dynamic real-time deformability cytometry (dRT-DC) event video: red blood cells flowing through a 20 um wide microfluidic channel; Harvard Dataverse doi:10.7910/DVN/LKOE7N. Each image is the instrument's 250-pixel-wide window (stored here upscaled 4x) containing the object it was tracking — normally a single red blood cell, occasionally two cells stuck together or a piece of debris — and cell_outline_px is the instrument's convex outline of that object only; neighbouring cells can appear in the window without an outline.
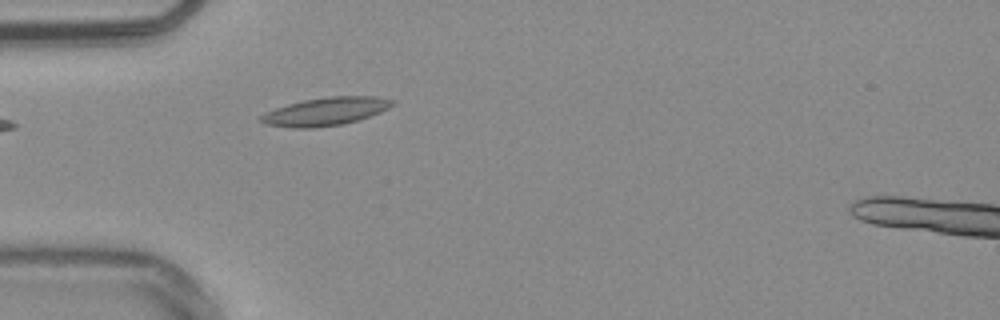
{"species": "common noctule bat (a hibernating species)", "species_latin": "Nyctalus noctula", "temperature_condition": "warm", "stored_images_in_passage": 38, "camera_frame_rate_fps": 3000, "um_per_image_px": 0.085, "animal": {"sex": "male", "body_mass_g": 20.4}, "frame": {"image": 1, "passage_image": 1, "time_ms": 0.0, "image_size_px": [1000, 320], "cell_outline_px": [[396, 104], [380, 112], [344, 124], [316, 128], [292, 128], [264, 124], [260, 120], [260, 116], [264, 112], [288, 104], [304, 100], [332, 96], [376, 96], [396, 100]], "centroid_in_image_um": [27.68, 9.47], "position_along_channel_um": 57.3, "area_um2": 21.56}}
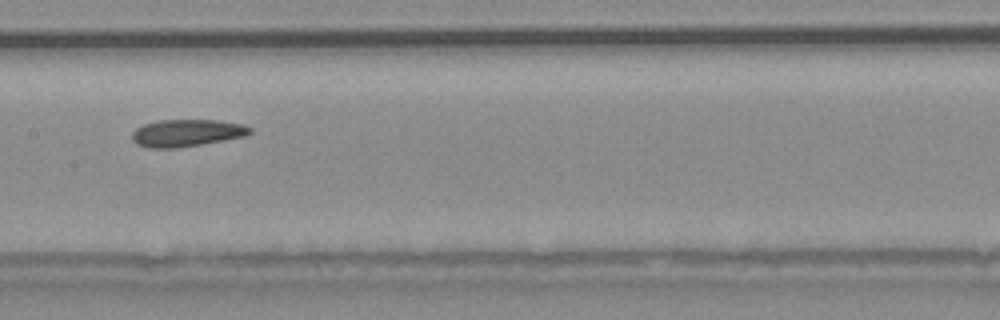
{"frame": {"image": 2, "passage_image": 12, "time_ms": 3.667, "image_size_px": [1000, 320], "cell_outline_px": [[252, 132], [244, 136], [200, 144], [176, 148], [144, 148], [136, 144], [132, 140], [132, 132], [136, 128], [144, 124], [160, 120], [216, 120], [244, 124], [252, 128]], "centroid_in_image_um": [15.83, 11.3], "position_along_channel_um": 191.6, "area_um2": 18.67}, "authors_computed_cell_mechanics": {"area_um2": 18.9873, "velocity_mm_per_s": 3.7846, "shape_relaxation_time_tau1_ms": null, "shape_relaxation_time_tau2_ms": 4.4732, "deformation_change_tau1": null, "deformation_change_tau2": 0.1226}}